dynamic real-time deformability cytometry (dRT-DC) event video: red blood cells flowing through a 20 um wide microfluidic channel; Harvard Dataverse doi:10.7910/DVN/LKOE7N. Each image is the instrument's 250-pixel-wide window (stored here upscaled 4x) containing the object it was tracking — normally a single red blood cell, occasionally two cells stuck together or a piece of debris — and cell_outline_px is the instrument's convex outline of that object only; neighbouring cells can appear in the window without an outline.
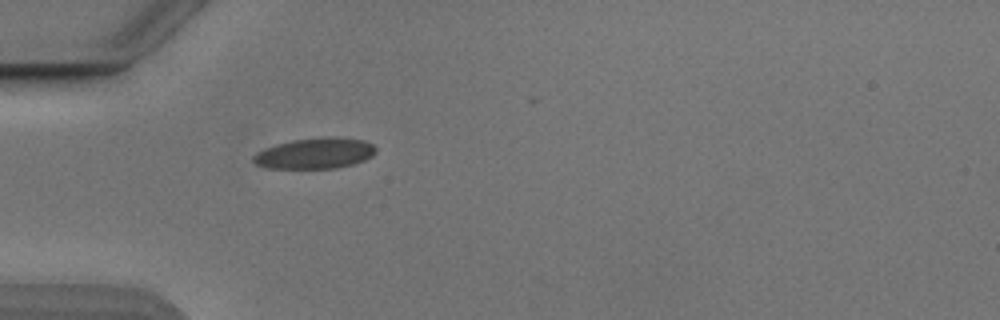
{"species": "Egyptian fruit bat (a non-hibernating species)", "species_latin": "Rousettus aegyptiacus", "temperature_condition": "cold", "stored_images_in_passage": 23, "camera_frame_rate_fps": 3000, "um_per_image_px": 0.085, "animal": {"sex": "male"}, "frame": {"image": 1, "passage_image": 1, "time_ms": 0.0, "image_size_px": [1000, 320], "cell_outline_px": [[376, 152], [372, 156], [364, 160], [352, 164], [336, 168], [268, 168], [256, 164], [252, 160], [252, 156], [276, 144], [292, 140], [364, 140], [372, 144], [376, 148]], "centroid_in_image_um": [26.75, 13.09], "position_along_channel_um": 58.2, "area_um2": 20.75}}
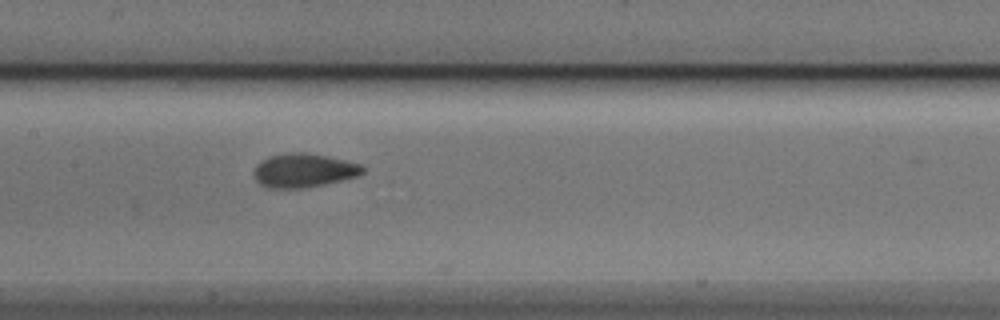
{"frame": {"image": 2, "passage_image": 11, "time_ms": 3.333, "image_size_px": [1000, 320], "cell_outline_px": [[364, 172], [356, 176], [324, 184], [300, 188], [268, 188], [260, 184], [256, 180], [252, 172], [256, 164], [260, 160], [268, 156], [292, 152], [308, 152], [328, 156], [360, 164], [364, 168]], "centroid_in_image_um": [25.75, 14.47], "position_along_channel_um": 181.6, "area_um2": 21.5}}
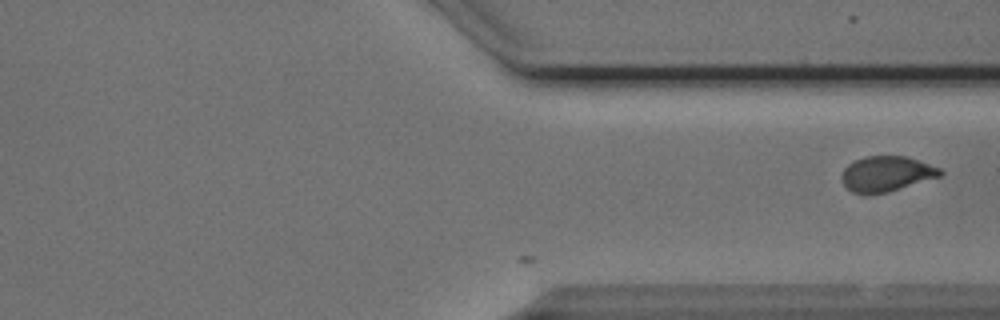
{"frame": {"image": 3, "passage_image": 23, "time_ms": 7.333, "image_size_px": [1000, 320], "cell_outline_px": [[944, 172], [940, 176], [888, 192], [852, 192], [840, 180], [840, 176], [844, 168], [848, 164], [864, 156], [904, 156], [940, 168]], "centroid_in_image_um": [75.33, 14.75], "position_along_channel_um": 336.1, "area_um2": 19.83}}